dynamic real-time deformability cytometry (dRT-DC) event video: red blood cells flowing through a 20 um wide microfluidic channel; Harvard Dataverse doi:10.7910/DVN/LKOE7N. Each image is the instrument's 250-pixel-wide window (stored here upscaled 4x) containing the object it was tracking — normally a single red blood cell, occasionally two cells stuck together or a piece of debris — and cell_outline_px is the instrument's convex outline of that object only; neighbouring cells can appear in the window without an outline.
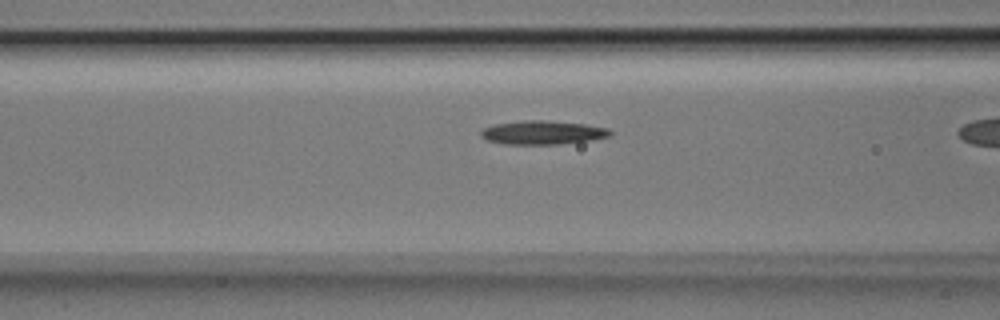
{"species": "Egyptian fruit bat (a non-hibernating species)", "species_latin": "Rousettus aegyptiacus", "temperature_condition": "room temperature", "stored_images_in_passage": 14, "camera_frame_rate_fps": 3000, "um_per_image_px": 0.085, "animal": {"sex": "male"}, "frame": {"image": 1, "passage_image": 9, "time_ms": 2.667, "image_size_px": [1000, 320], "cell_outline_px": [[612, 136], [592, 140], [560, 144], [504, 144], [488, 140], [480, 136], [480, 132], [484, 128], [496, 124], [524, 120], [544, 120], [584, 124], [608, 128], [612, 132]], "centroid_in_image_um": [46.15, 11.27], "position_along_channel_um": 120.4, "area_um2": 17.86}}
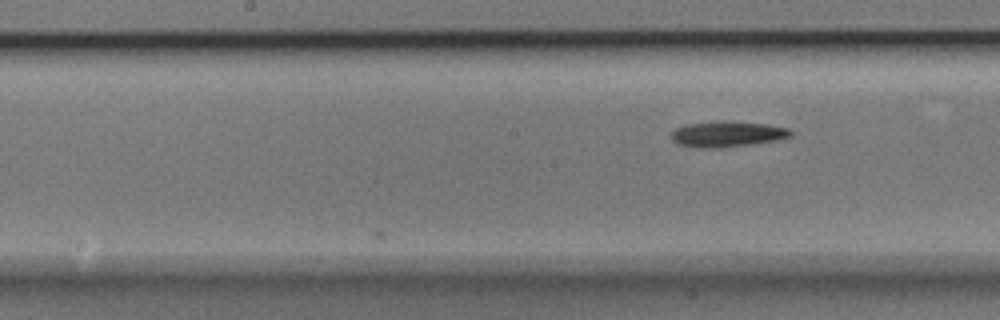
{"frame": {"image": 2, "passage_image": 14, "time_ms": 4.333, "image_size_px": [1000, 320], "cell_outline_px": [[792, 136], [780, 140], [716, 148], [696, 148], [676, 144], [672, 140], [672, 132], [676, 128], [688, 124], [720, 120], [768, 124], [788, 128], [792, 132]], "centroid_in_image_um": [61.82, 11.39], "position_along_channel_um": 186.4, "area_um2": 17.98}}